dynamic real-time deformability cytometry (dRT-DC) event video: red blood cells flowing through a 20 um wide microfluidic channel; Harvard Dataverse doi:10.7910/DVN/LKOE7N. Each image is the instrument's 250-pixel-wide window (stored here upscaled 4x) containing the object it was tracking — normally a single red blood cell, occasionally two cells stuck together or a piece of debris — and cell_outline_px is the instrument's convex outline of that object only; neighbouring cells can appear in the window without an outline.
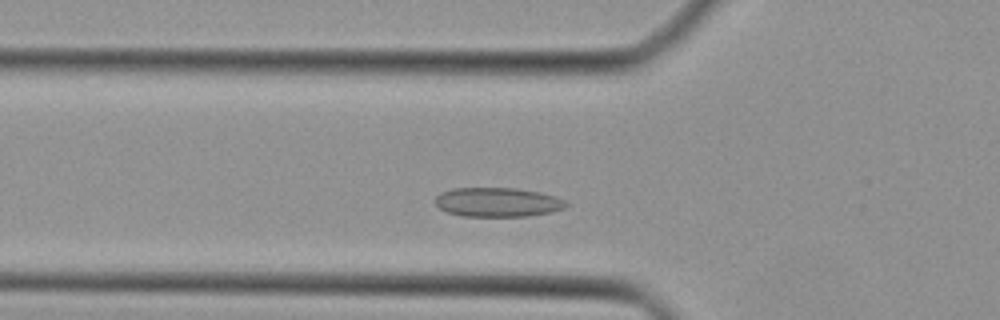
{"species": "Egyptian fruit bat (a non-hibernating species)", "species_latin": "Rousettus aegyptiacus", "temperature_condition": "cold", "stored_images_in_passage": 37, "camera_frame_rate_fps": 3000, "um_per_image_px": 0.085, "animal": {"sex": "female"}, "frame": {"image": 1, "passage_image": 7, "time_ms": 2.0, "image_size_px": [1000, 320], "cell_outline_px": [[568, 204], [564, 208], [552, 212], [528, 216], [464, 216], [448, 212], [440, 208], [432, 200], [440, 192], [452, 188], [516, 188], [540, 192], [564, 200]], "centroid_in_image_um": [42.26, 17.18], "position_along_channel_um": 83.5, "area_um2": 22.31}}
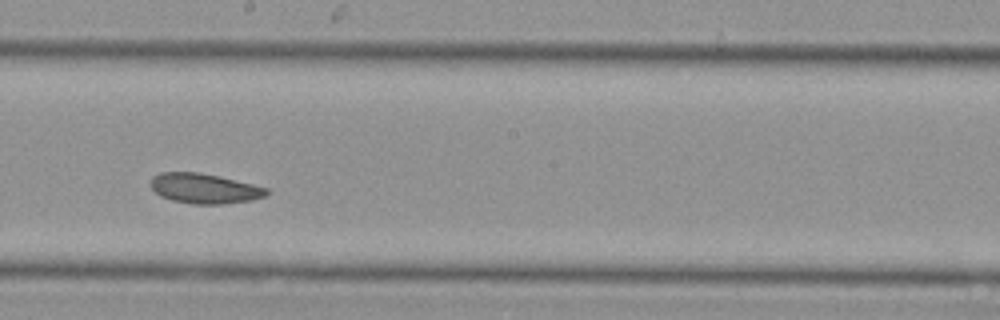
{"frame": {"image": 2, "passage_image": 17, "time_ms": 5.333, "image_size_px": [1000, 320], "cell_outline_px": [[268, 192], [264, 196], [252, 200], [224, 204], [192, 204], [172, 200], [160, 196], [152, 188], [152, 176], [160, 172], [196, 172], [220, 176], [268, 188]], "centroid_in_image_um": [17.37, 16.02], "position_along_channel_um": 230.8, "area_um2": 20.17}}
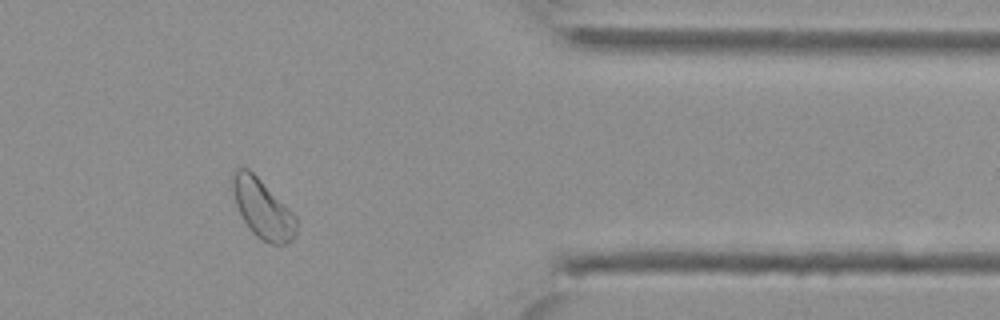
{"frame": {"image": 3, "passage_image": 29, "time_ms": 9.333, "image_size_px": [1000, 320], "cell_outline_px": [[296, 236], [292, 240], [284, 244], [272, 244], [260, 240], [252, 232], [244, 220], [236, 204], [232, 192], [232, 172], [236, 168], [248, 168], [296, 216]], "centroid_in_image_um": [22.31, 17.76], "position_along_channel_um": 389.1, "area_um2": 21.62}}